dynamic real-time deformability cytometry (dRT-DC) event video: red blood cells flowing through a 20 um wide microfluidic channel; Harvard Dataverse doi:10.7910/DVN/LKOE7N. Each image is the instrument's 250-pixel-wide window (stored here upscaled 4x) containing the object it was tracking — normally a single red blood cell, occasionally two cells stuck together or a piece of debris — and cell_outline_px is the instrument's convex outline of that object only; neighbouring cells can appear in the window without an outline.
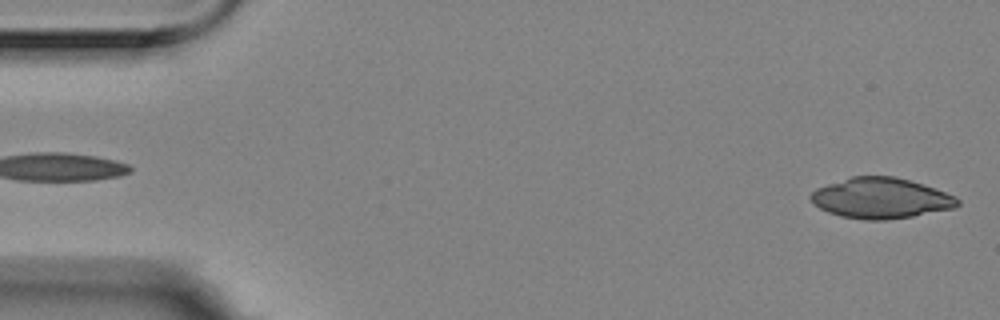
{"species": "Egyptian fruit bat (a non-hibernating species)", "species_latin": "Rousettus aegyptiacus", "temperature_condition": "room temperature", "stored_images_in_passage": 13, "camera_frame_rate_fps": 3000, "um_per_image_px": 0.085, "animal": {"sex": "female"}, "frame": {"image": 1, "passage_image": 1, "time_ms": 0.0, "image_size_px": [1000, 320], "cell_outline_px": [[960, 204], [956, 208], [912, 216], [888, 220], [864, 220], [840, 216], [828, 212], [820, 208], [808, 196], [816, 188], [852, 176], [896, 176], [924, 184], [956, 196], [960, 200]], "centroid_in_image_um": [74.91, 16.84], "position_along_channel_um": 10.1, "area_um2": 34.85}}